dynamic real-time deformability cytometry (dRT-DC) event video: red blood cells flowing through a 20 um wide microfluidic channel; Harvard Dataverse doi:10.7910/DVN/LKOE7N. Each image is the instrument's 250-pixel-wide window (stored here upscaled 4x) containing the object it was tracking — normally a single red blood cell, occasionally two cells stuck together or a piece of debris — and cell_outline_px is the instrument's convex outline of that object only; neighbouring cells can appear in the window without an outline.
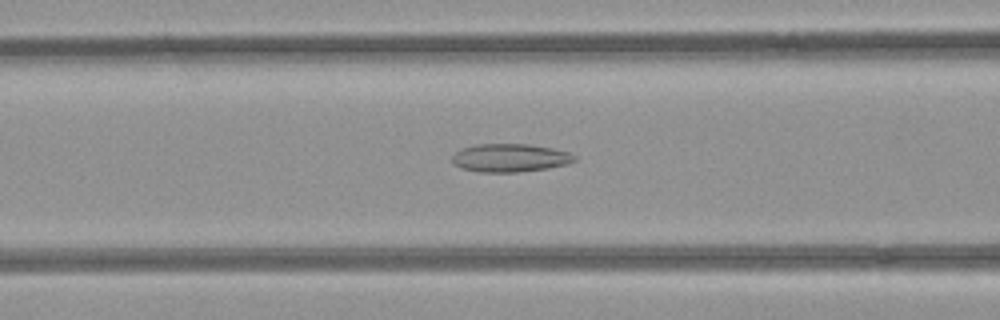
{"species": "common noctule bat (a hibernating species)", "species_latin": "Nyctalus noctula", "temperature_condition": "room temperature", "stored_images_in_passage": 49, "camera_frame_rate_fps": 3000, "um_per_image_px": 0.085, "animal": {"sex": "female", "body_mass_g": 21.9}, "frame": {"image": 1, "passage_image": 18, "time_ms": 5.667, "image_size_px": [1000, 320], "cell_outline_px": [[576, 160], [568, 164], [548, 168], [520, 172], [480, 172], [460, 168], [452, 164], [452, 156], [456, 152], [464, 148], [476, 144], [528, 144], [552, 148], [568, 152], [576, 156]], "centroid_in_image_um": [43.35, 13.42], "position_along_channel_um": 123.3, "area_um2": 20.17}}
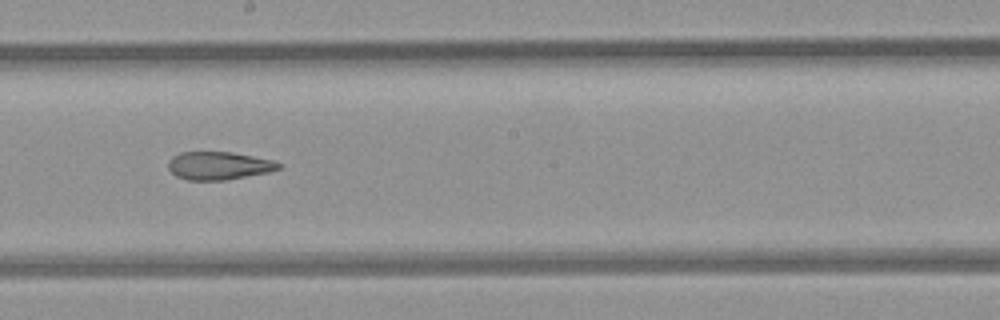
{"frame": {"image": 2, "passage_image": 26, "time_ms": 8.333, "image_size_px": [1000, 320], "cell_outline_px": [[284, 164], [280, 168], [268, 172], [224, 180], [188, 180], [176, 176], [168, 168], [168, 160], [172, 156], [180, 152], [232, 152], [272, 160]], "centroid_in_image_um": [18.58, 14.07], "position_along_channel_um": 229.6, "area_um2": 17.98}}
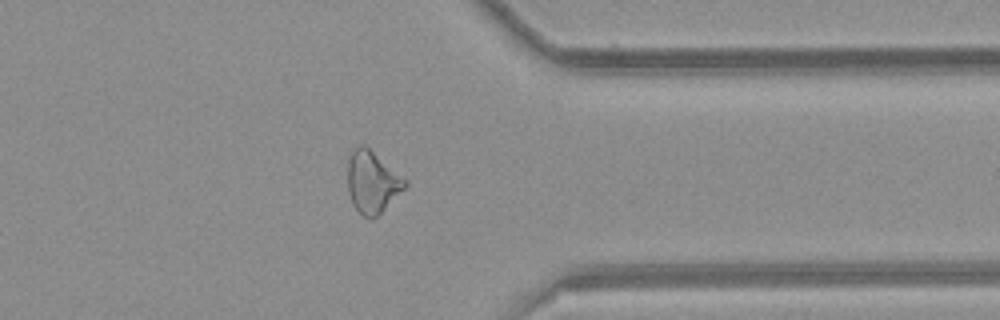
{"frame": {"image": 3, "passage_image": 38, "time_ms": 12.333, "image_size_px": [1000, 320], "cell_outline_px": [[408, 184], [372, 220], [364, 216], [352, 204], [348, 192], [348, 156], [360, 144], [364, 144], [408, 180]], "centroid_in_image_um": [31.63, 15.45], "position_along_channel_um": 379.8, "area_um2": 20.4}, "authors_computed_cell_mechanics": {"area_um2": 20.9236, "velocity_mm_per_s": 3.9844, "shape_relaxation_time_tau1_ms": null, "shape_relaxation_time_tau2_ms": 4.4075, "deformation_change_tau1": null, "deformation_change_tau2": 0.1361}}